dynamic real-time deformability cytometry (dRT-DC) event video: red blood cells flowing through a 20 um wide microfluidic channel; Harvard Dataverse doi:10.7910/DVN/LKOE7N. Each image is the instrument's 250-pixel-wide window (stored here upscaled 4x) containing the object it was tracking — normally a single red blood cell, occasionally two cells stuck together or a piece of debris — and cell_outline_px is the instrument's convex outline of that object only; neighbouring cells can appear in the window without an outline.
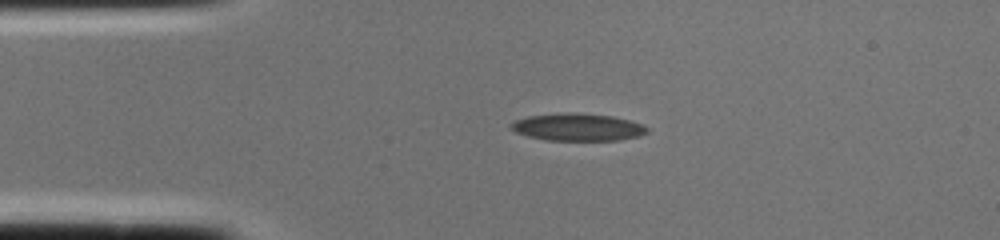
{"species": "common noctule bat (a hibernating species)", "species_latin": "Nyctalus noctula", "temperature_condition": "cold", "stored_images_in_passage": 1, "camera_frame_rate_fps": 3000, "um_per_image_px": 0.085, "animal": {"sex": "female", "body_mass_g": 22.0, "forearm_length_mm": 56.7}, "frame": {"image": 1, "passage_image": 1, "time_ms": 0.0, "image_size_px": [1000, 240], "cell_outline_px": [[648, 132], [640, 136], [620, 140], [544, 140], [528, 136], [516, 132], [508, 128], [508, 124], [516, 120], [528, 116], [568, 112], [612, 116], [644, 124], [648, 128]], "centroid_in_image_um": [49.09, 10.81], "position_along_channel_um": 35.9, "area_um2": 21.79}}